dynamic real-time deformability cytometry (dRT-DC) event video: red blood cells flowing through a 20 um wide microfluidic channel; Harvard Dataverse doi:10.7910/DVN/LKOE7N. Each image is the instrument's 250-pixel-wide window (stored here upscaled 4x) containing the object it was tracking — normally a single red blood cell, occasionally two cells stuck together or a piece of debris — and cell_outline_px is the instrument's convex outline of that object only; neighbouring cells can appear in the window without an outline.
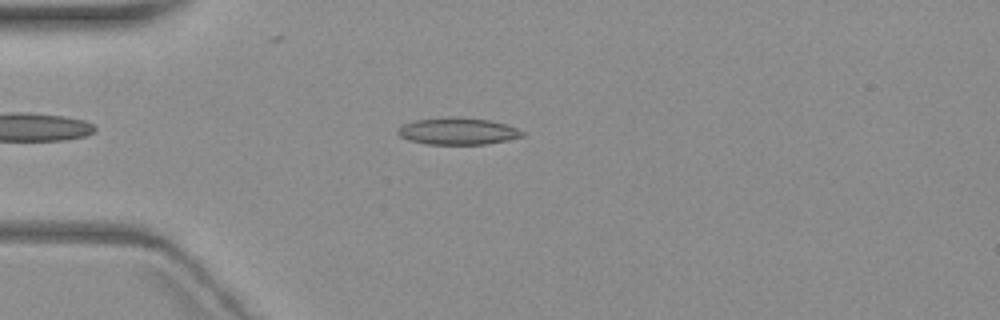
{"species": "common noctule bat (a hibernating species)", "species_latin": "Nyctalus noctula", "temperature_condition": "warm", "stored_images_in_passage": 3, "camera_frame_rate_fps": 3000, "um_per_image_px": 0.085, "animal": {"sex": "female", "body_mass_g": 19.3, "forearm_length_mm": 54.1}, "frame": {"image": 1, "passage_image": 2, "time_ms": 1.0, "image_size_px": [1000, 320], "cell_outline_px": [[524, 136], [508, 140], [488, 144], [428, 144], [408, 140], [400, 136], [396, 132], [404, 124], [416, 120], [488, 120], [504, 124], [516, 128], [524, 132]], "centroid_in_image_um": [38.94, 11.22], "position_along_channel_um": 46.1, "area_um2": 18.32}}